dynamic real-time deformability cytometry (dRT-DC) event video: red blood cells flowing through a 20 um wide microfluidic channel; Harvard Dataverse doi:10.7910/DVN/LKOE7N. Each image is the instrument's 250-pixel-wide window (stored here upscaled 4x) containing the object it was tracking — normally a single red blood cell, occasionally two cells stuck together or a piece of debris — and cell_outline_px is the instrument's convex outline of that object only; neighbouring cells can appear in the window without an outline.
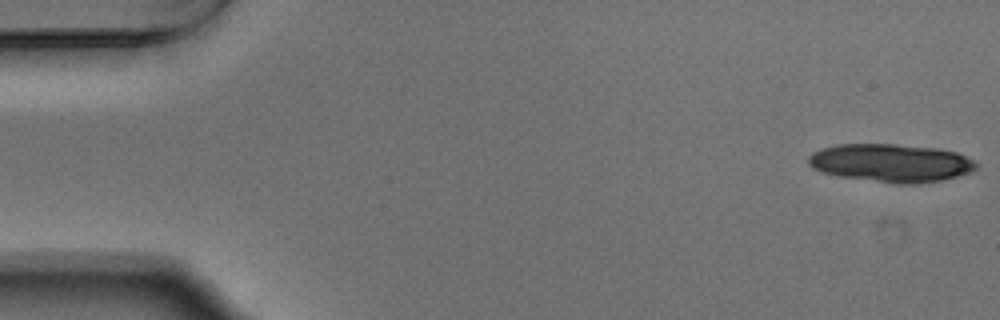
{"species": "Egyptian fruit bat (a non-hibernating species)", "species_latin": "Rousettus aegyptiacus", "temperature_condition": "warm", "stored_images_in_passage": 15, "camera_frame_rate_fps": 3000, "um_per_image_px": 0.085, "animal": {"sex": "male"}, "frame": {"image": 1, "passage_image": 1, "time_ms": 0.0, "image_size_px": [1000, 320], "cell_outline_px": [[976, 168], [972, 172], [940, 180], [920, 184], [900, 184], [840, 176], [824, 172], [812, 168], [808, 164], [808, 156], [812, 152], [820, 148], [836, 144], [896, 144], [936, 148], [956, 152], [972, 160], [976, 164]], "centroid_in_image_um": [75.7, 13.84], "position_along_channel_um": 9.3, "area_um2": 37.17}}